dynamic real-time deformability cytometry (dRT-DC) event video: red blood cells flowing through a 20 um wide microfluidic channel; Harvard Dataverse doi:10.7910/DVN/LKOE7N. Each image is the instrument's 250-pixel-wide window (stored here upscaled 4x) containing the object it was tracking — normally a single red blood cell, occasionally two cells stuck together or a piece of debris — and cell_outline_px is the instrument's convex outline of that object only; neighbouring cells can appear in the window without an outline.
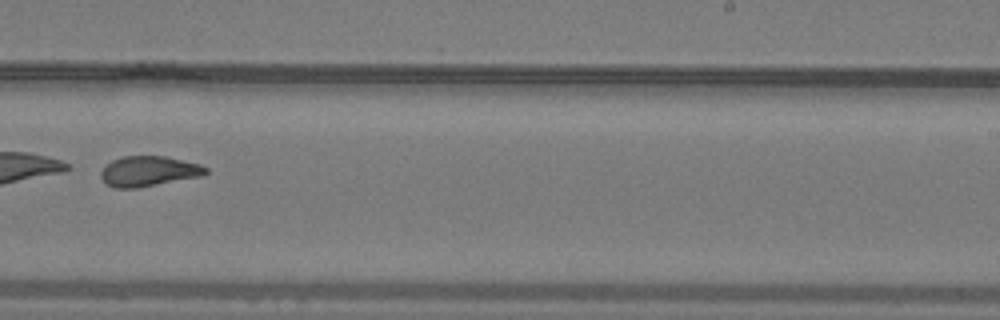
{"species": "common noctule bat (a hibernating species)", "species_latin": "Nyctalus noctula", "temperature_condition": "warm", "stored_images_in_passage": 30, "camera_frame_rate_fps": 3000, "um_per_image_px": 0.085, "animal": {"sex": "male", "body_mass_g": 19.2, "forearm_length_mm": 51.8}, "frame": {"image": 1, "passage_image": 18, "time_ms": 5.667, "image_size_px": [1000, 320], "cell_outline_px": [[208, 172], [200, 176], [136, 188], [116, 188], [104, 184], [100, 176], [100, 172], [112, 160], [124, 156], [164, 156], [200, 164], [208, 168]], "centroid_in_image_um": [12.61, 14.55], "position_along_channel_um": 276.4, "area_um2": 18.32}, "authors_computed_cell_mechanics": {"area_um2": 18.8139, "velocity_mm_per_s": 4.0678, "shape_relaxation_time_tau1_ms": 10.1929, "shape_relaxation_time_tau2_ms": 2.1483, "deformation_change_tau1": 0.2591, "deformation_change_tau2": 0.0962}}